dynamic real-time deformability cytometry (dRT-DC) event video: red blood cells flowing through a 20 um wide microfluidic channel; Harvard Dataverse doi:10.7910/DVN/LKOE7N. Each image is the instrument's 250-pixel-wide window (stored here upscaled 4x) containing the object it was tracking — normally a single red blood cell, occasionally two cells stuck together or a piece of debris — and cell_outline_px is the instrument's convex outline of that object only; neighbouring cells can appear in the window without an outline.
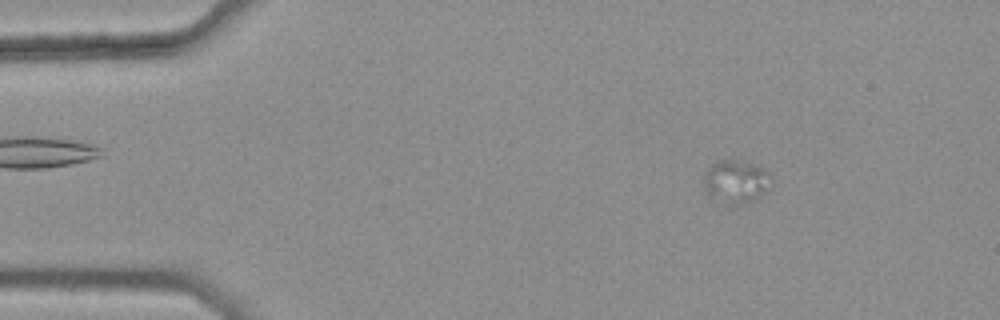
{"species": "common noctule bat (a hibernating species)", "species_latin": "Nyctalus noctula", "temperature_condition": "warm", "stored_images_in_passage": 49, "camera_frame_rate_fps": 3000, "um_per_image_px": 0.085, "animal": {"sex": "female", "body_mass_g": 25.1}, "frame": {"image": 1, "passage_image": 8, "time_ms": 2.333, "image_size_px": [1000, 320], "cell_outline_px": [[768, 188], [752, 200], [736, 204], [712, 196], [704, 188], [704, 172], [712, 164], [720, 160], [732, 160], [752, 164], [764, 168], [768, 172]], "centroid_in_image_um": [62.51, 15.38], "position_along_channel_um": 22.5, "area_um2": 15.9}}
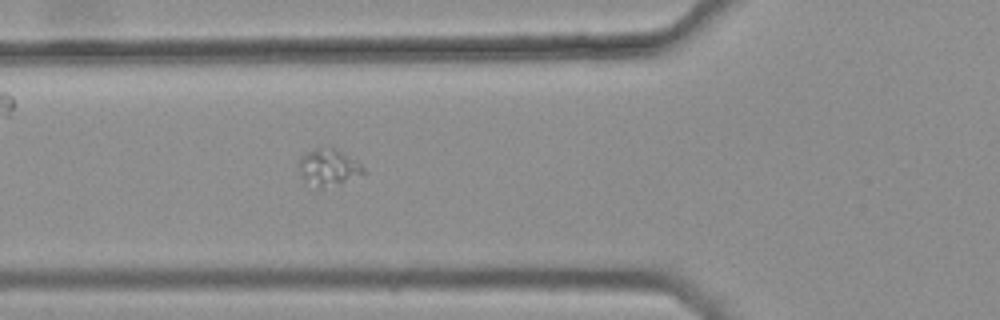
{"frame": {"image": 2, "passage_image": 20, "time_ms": 6.333, "image_size_px": [1000, 320], "cell_outline_px": [[368, 172], [320, 188], [316, 188], [304, 184], [300, 172], [300, 156], [316, 148], [332, 148], [356, 160]], "centroid_in_image_um": [27.87, 14.24], "position_along_channel_um": 97.9, "area_um2": 13.35}}